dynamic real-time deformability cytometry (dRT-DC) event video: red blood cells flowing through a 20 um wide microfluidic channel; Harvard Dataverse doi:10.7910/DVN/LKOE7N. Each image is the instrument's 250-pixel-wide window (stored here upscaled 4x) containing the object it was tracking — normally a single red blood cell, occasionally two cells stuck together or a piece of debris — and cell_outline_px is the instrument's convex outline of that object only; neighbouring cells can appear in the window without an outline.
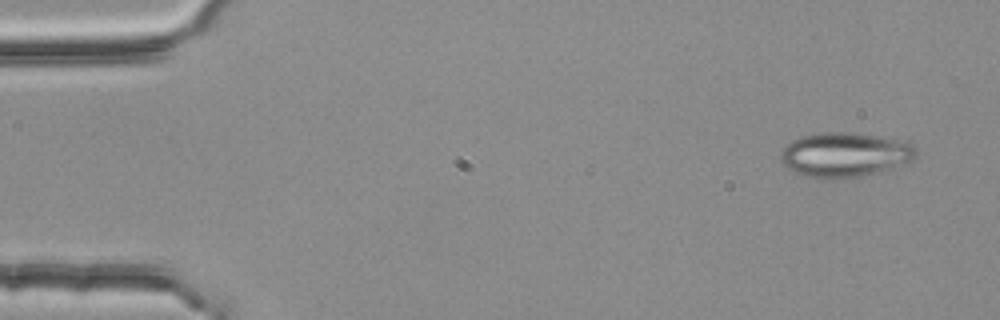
{"species": "common noctule bat (a hibernating species)", "species_latin": "Nyctalus noctula", "temperature_condition": "room temperature", "stored_images_in_passage": 3, "camera_frame_rate_fps": 3000, "um_per_image_px": 0.085, "animal": {"sex": "female", "body_mass_g": 25.1}, "frame": {"image": 1, "passage_image": 1, "time_ms": 0.0, "image_size_px": [1000, 320], "cell_outline_px": [[916, 156], [912, 160], [888, 168], [860, 176], [824, 180], [804, 176], [788, 168], [780, 160], [780, 152], [792, 140], [800, 136], [820, 132], [852, 132], [908, 140], [916, 148]], "centroid_in_image_um": [71.79, 13.13], "position_along_channel_um": 13.2, "area_um2": 35.32}}